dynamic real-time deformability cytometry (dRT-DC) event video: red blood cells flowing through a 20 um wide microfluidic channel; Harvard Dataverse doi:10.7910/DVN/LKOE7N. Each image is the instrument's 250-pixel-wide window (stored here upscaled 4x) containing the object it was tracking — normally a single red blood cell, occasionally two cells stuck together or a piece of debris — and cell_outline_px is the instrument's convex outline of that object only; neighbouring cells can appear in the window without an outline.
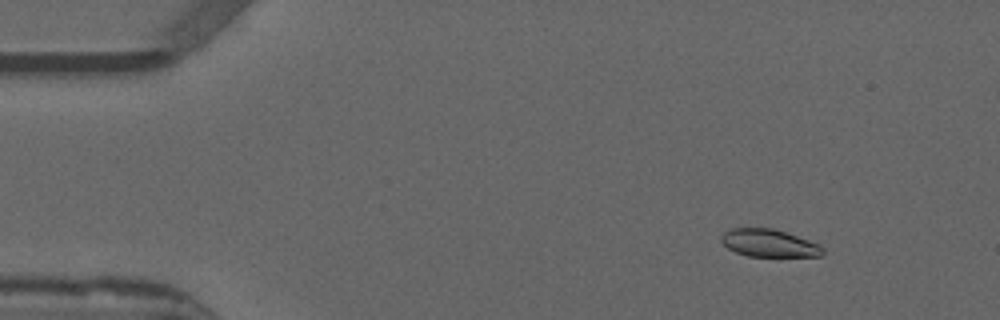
{"species": "common noctule bat (a hibernating species)", "species_latin": "Nyctalus noctula", "temperature_condition": "warm", "stored_images_in_passage": 49, "camera_frame_rate_fps": 3000, "um_per_image_px": 0.085, "animal": {"sex": "male", "forearm_length_mm": 52.5}, "frame": {"image": 1, "passage_image": 1, "time_ms": 0.0, "image_size_px": [1000, 320], "cell_outline_px": [[824, 252], [820, 256], [748, 256], [736, 252], [728, 248], [720, 240], [720, 236], [724, 232], [732, 228], [772, 228], [820, 244], [824, 248]], "centroid_in_image_um": [65.35, 20.66], "position_along_channel_um": 19.6, "area_um2": 16.18}}
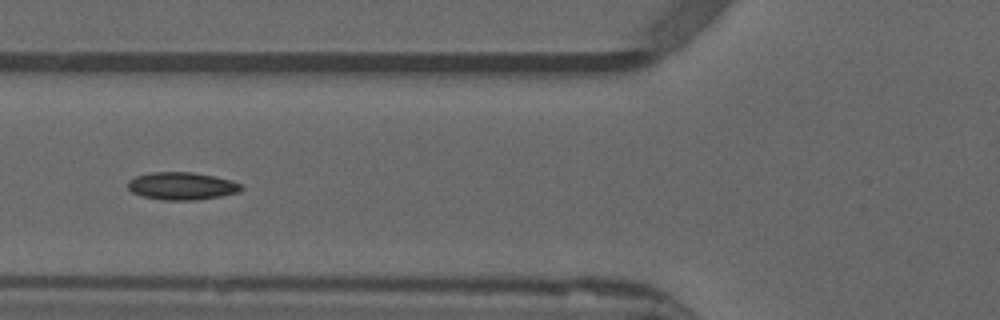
{"frame": {"image": 2, "passage_image": 15, "time_ms": 4.667, "image_size_px": [1000, 320], "cell_outline_px": [[244, 188], [240, 192], [220, 196], [196, 200], [164, 200], [140, 196], [132, 192], [128, 188], [128, 180], [136, 176], [152, 172], [192, 172], [216, 176], [232, 180], [244, 184]], "centroid_in_image_um": [15.5, 15.81], "position_along_channel_um": 110.3, "area_um2": 18.5}}
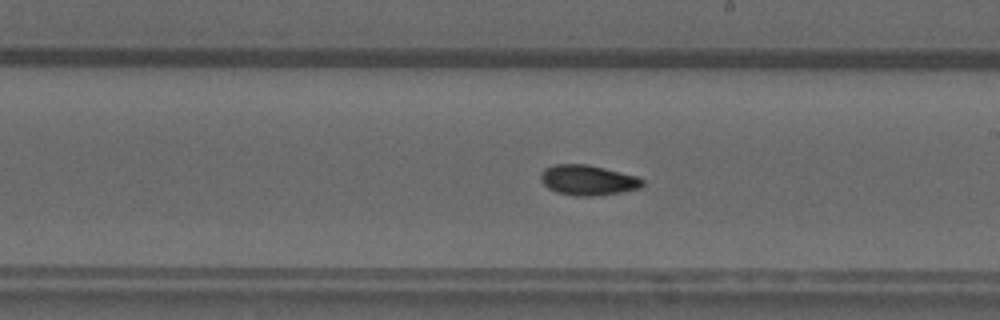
{"frame": {"image": 3, "passage_image": 25, "time_ms": 8.0, "image_size_px": [1000, 320], "cell_outline_px": [[644, 184], [640, 188], [620, 192], [592, 196], [576, 196], [556, 192], [548, 188], [540, 180], [540, 172], [544, 168], [552, 164], [588, 164], [636, 176], [644, 180]], "centroid_in_image_um": [49.93, 15.3], "position_along_channel_um": 239.1, "area_um2": 17.98}, "authors_computed_cell_mechanics": {"area_um2": 17.34, "velocity_mm_per_s": 3.8716, "shape_relaxation_time_tau1_ms": null, "shape_relaxation_time_tau2_ms": 4.5346, "deformation_change_tau1": null, "deformation_change_tau2": 0.0838}}